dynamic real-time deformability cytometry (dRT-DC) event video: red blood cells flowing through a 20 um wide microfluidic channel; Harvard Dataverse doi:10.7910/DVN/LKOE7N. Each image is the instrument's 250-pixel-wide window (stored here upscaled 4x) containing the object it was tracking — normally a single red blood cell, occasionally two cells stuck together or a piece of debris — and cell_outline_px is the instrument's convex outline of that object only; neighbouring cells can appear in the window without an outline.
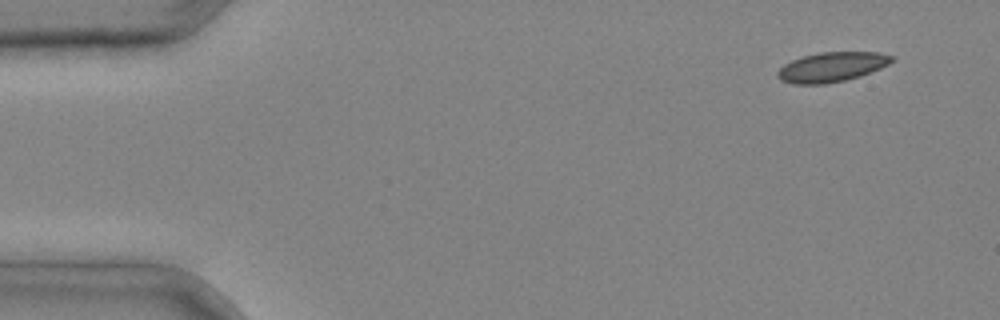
{"species": "common noctule bat (a hibernating species)", "species_latin": "Nyctalus noctula", "temperature_condition": "cold", "stored_images_in_passage": 4, "camera_frame_rate_fps": 3000, "um_per_image_px": 0.085, "animal": {"sex": "male", "body_mass_g": 20.4}, "frame": {"image": 1, "passage_image": 1, "time_ms": 0.0, "image_size_px": [1000, 320], "cell_outline_px": [[896, 56], [888, 64], [880, 68], [860, 76], [844, 80], [824, 84], [792, 84], [780, 80], [776, 76], [776, 72], [784, 64], [792, 60], [804, 56], [820, 52], [880, 52]], "centroid_in_image_um": [70.68, 5.69], "position_along_channel_um": 14.3, "area_um2": 19.77}}
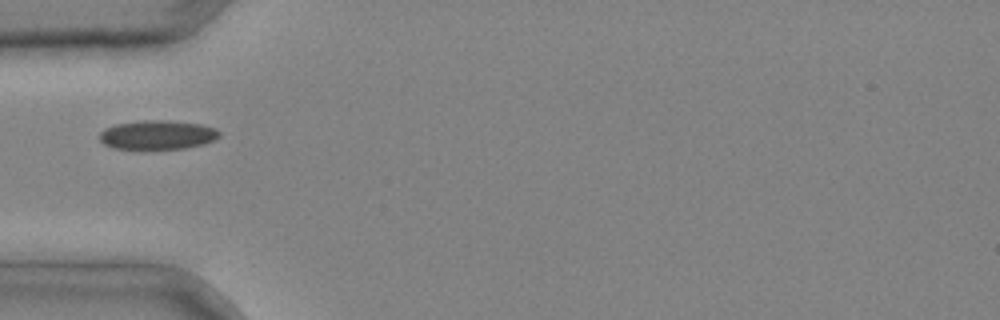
{"frame": {"image": 2, "passage_image": 4, "time_ms": 1.0, "image_size_px": [1000, 320], "cell_outline_px": [[220, 136], [204, 144], [184, 148], [144, 152], [112, 148], [104, 144], [100, 140], [100, 132], [104, 128], [116, 124], [144, 120], [168, 120], [200, 124], [216, 128], [220, 132]], "centroid_in_image_um": [13.34, 11.51], "position_along_channel_um": 71.7, "area_um2": 21.15}}